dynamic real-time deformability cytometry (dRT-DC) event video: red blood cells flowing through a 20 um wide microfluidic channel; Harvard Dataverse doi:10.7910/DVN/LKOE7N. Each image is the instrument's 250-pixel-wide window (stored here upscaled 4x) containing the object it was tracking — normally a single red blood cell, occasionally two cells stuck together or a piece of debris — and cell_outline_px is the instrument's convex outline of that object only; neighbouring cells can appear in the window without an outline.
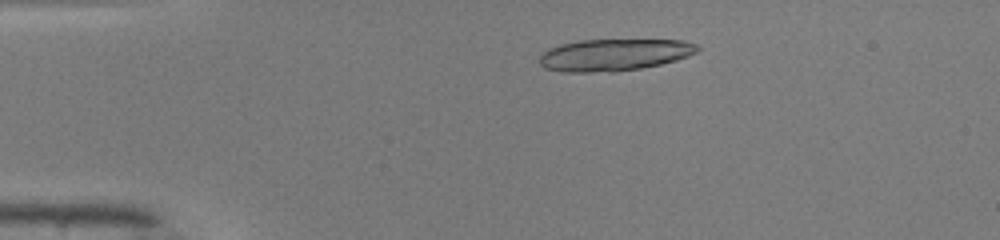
{"species": "common noctule bat (a hibernating species)", "species_latin": "Nyctalus noctula", "temperature_condition": "warm", "stored_images_in_passage": 37, "segment_of_instrument_passage": [1, 2], "camera_frame_rate_fps": 3000, "um_per_image_px": 0.085, "animal": {"sex": "male", "body_mass_g": 19.0, "forearm_length_mm": 50.8}, "frame": {"image": 1, "passage_image": 9, "time_ms": 2.667, "image_size_px": [1000, 240], "cell_outline_px": [[700, 48], [696, 52], [688, 56], [676, 60], [660, 64], [640, 68], [616, 72], [564, 72], [544, 68], [540, 64], [540, 56], [548, 48], [560, 44], [576, 40], [684, 40], [696, 44]], "centroid_in_image_um": [52.18, 4.66], "position_along_channel_um": 32.8, "area_um2": 29.48}}